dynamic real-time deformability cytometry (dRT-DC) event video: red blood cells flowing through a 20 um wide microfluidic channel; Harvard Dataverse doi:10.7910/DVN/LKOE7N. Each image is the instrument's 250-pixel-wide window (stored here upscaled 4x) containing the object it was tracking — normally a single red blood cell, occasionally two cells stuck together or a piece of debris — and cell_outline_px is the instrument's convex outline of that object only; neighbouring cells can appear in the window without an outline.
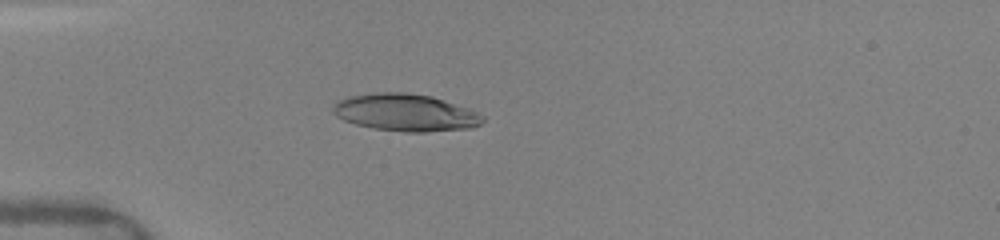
{"species": "human", "species_latin": "Homo sapiens", "temperature_condition": "warm", "stored_images_in_passage": 35, "camera_frame_rate_fps": 3000, "um_per_image_px": 0.085, "donor": {"sex": "female"}, "frame": {"image": 1, "passage_image": 11, "time_ms": 4.667, "image_size_px": [1000, 240], "cell_outline_px": [[484, 120], [480, 124], [472, 128], [424, 132], [408, 132], [372, 128], [356, 124], [344, 120], [336, 116], [332, 112], [332, 104], [348, 96], [376, 92], [404, 92], [432, 96], [468, 108], [484, 116]], "centroid_in_image_um": [34.45, 9.56], "position_along_channel_um": 50.6, "area_um2": 32.54}}
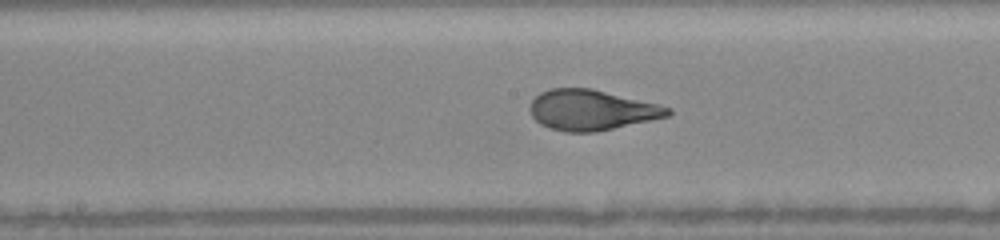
{"frame": {"image": 2, "passage_image": 20, "time_ms": 8.667, "image_size_px": [1000, 240], "cell_outline_px": [[672, 112], [668, 116], [596, 132], [564, 132], [548, 128], [540, 124], [532, 116], [528, 108], [532, 100], [540, 92], [552, 88], [592, 88], [672, 108]], "centroid_in_image_um": [50.23, 9.35], "position_along_channel_um": 198.0, "area_um2": 32.37}}
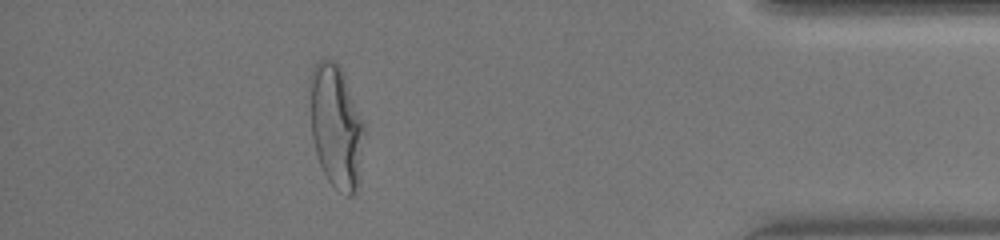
{"frame": {"image": 3, "passage_image": 32, "time_ms": 14.667, "image_size_px": [1000, 240], "cell_outline_px": [[364, 132], [356, 192], [352, 196], [348, 196], [336, 188], [328, 180], [320, 164], [316, 152], [312, 136], [308, 84], [308, 76], [316, 60], [332, 60], [340, 64], [364, 124]], "centroid_in_image_um": [28.52, 10.66], "position_along_channel_um": 406.7, "area_um2": 39.02}, "authors_computed_cell_mechanics": {"area_um2": 33.2928, "velocity_mm_per_s": 4.1205, "shape_relaxation_time_tau1_ms": 3.9195, "shape_relaxation_time_tau2_ms": null, "deformation_change_tau1": 0.2062, "deformation_change_tau2": null}}